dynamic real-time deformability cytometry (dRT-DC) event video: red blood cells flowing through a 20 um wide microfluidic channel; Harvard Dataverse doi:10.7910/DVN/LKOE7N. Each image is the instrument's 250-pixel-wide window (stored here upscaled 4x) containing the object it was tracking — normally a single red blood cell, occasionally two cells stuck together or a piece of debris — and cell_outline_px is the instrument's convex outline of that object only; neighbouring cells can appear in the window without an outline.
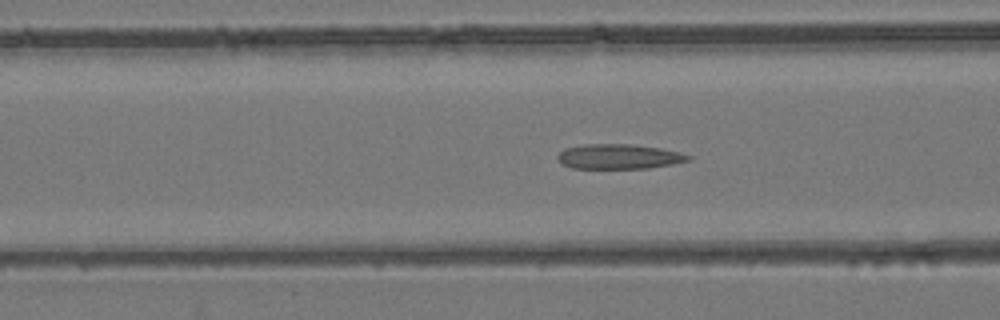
{"species": "common noctule bat (a hibernating species)", "species_latin": "Nyctalus noctula", "temperature_condition": "room temperature", "stored_images_in_passage": 54, "camera_frame_rate_fps": 3000, "um_per_image_px": 0.085, "animal": {"sex": "female", "body_mass_g": 24.6, "forearm_length_mm": 56.2}, "frame": {"image": 1, "passage_image": 22, "time_ms": 7.0, "image_size_px": [1000, 320], "cell_outline_px": [[692, 160], [672, 164], [648, 168], [572, 168], [560, 164], [556, 156], [564, 148], [584, 144], [632, 144], [660, 148], [680, 152], [692, 156]], "centroid_in_image_um": [52.6, 13.3], "position_along_channel_um": 114.0, "area_um2": 19.07}}
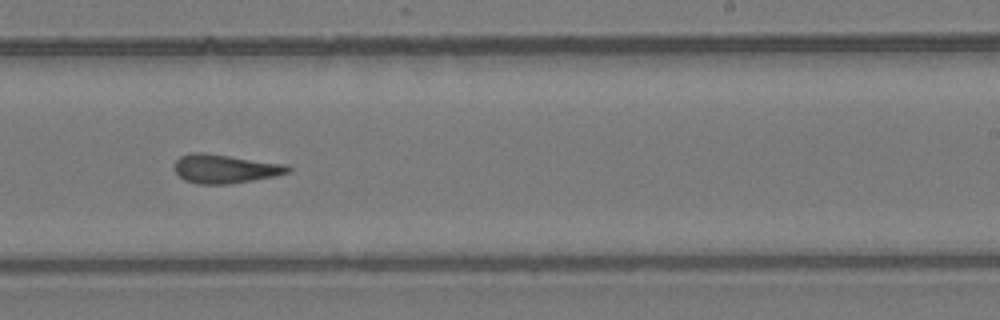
{"frame": {"image": 2, "passage_image": 34, "time_ms": 11.0, "image_size_px": [1000, 320], "cell_outline_px": [[292, 172], [276, 176], [232, 184], [196, 184], [184, 180], [172, 168], [176, 160], [180, 156], [192, 152], [200, 152], [288, 164], [292, 168]], "centroid_in_image_um": [19.15, 14.35], "position_along_channel_um": 269.9, "area_um2": 19.36}}
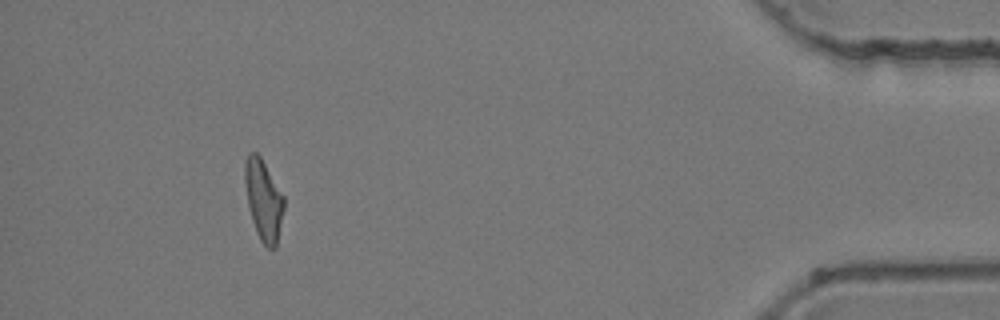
{"frame": {"image": 3, "passage_image": 50, "time_ms": 16.333, "image_size_px": [1000, 320], "cell_outline_px": [[284, 208], [276, 248], [268, 248], [260, 240], [256, 232], [252, 220], [248, 204], [244, 180], [244, 164], [248, 152], [256, 152], [260, 156], [284, 196]], "centroid_in_image_um": [22.39, 16.99], "position_along_channel_um": 412.8, "area_um2": 18.32}, "authors_computed_cell_mechanics": {"area_um2": 19.2185, "velocity_mm_per_s": 3.9029, "shape_relaxation_time_tau1_ms": null, "shape_relaxation_time_tau2_ms": 3.2135, "deformation_change_tau1": null, "deformation_change_tau2": 0.1544}}